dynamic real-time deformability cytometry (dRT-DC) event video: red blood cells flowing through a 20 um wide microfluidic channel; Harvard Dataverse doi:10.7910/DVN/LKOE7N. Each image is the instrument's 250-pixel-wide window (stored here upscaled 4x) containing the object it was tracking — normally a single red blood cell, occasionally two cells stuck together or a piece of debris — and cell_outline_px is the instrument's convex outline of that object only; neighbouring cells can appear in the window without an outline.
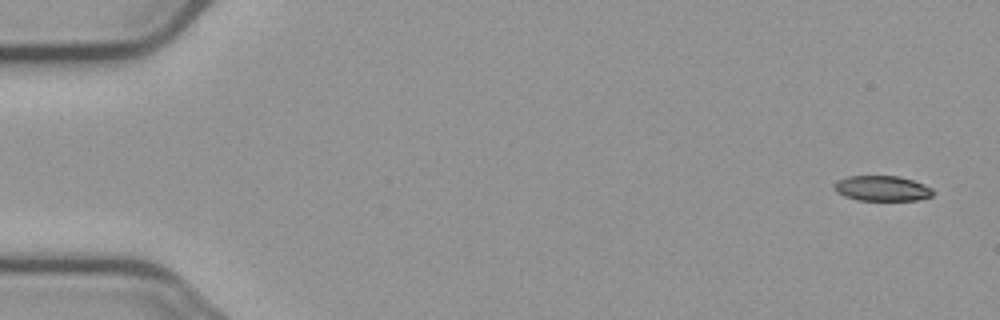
{"species": "common noctule bat (a hibernating species)", "species_latin": "Nyctalus noctula", "temperature_condition": "cold", "stored_images_in_passage": 6, "camera_frame_rate_fps": 3000, "um_per_image_px": 0.085, "animal": {"sex": "male", "body_mass_g": 23.1, "forearm_length_mm": 52.7}, "frame": {"image": 1, "passage_image": 1, "time_ms": 0.0, "image_size_px": [1000, 320], "cell_outline_px": [[936, 192], [932, 196], [916, 200], [860, 200], [844, 196], [836, 192], [836, 184], [840, 180], [848, 176], [900, 176], [924, 184], [932, 188]], "centroid_in_image_um": [75.05, 16.01], "position_along_channel_um": 10.0, "area_um2": 14.39}}